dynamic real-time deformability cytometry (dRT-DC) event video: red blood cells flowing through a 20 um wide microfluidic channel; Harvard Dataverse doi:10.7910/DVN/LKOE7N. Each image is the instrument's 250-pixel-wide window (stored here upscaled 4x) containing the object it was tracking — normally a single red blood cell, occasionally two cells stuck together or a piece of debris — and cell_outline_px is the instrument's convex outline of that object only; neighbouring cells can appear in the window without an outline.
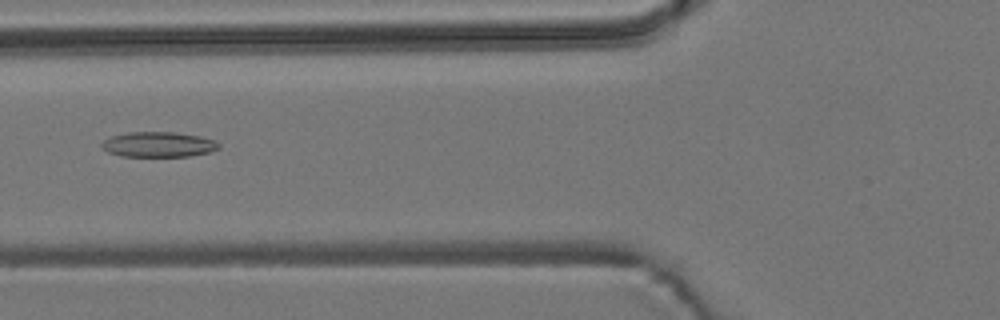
{"species": "common noctule bat (a hibernating species)", "species_latin": "Nyctalus noctula", "temperature_condition": "room temperature", "stored_images_in_passage": 3, "camera_frame_rate_fps": 3000, "um_per_image_px": 0.085, "animal": {"sex": "male", "body_mass_g": 19.2, "forearm_length_mm": 51.8}, "frame": {"image": 1, "passage_image": 3, "time_ms": 0.667, "image_size_px": [1000, 320], "cell_outline_px": [[220, 148], [212, 152], [188, 156], [120, 156], [108, 152], [100, 144], [104, 140], [112, 136], [128, 132], [176, 132], [200, 136], [216, 140], [220, 144]], "centroid_in_image_um": [13.52, 12.28], "position_along_channel_um": 112.3, "area_um2": 17.28}}